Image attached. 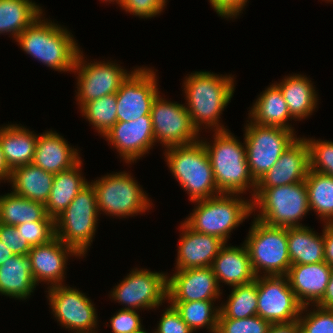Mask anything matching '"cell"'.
Here are the masks:
<instances>
[{
    "mask_svg": "<svg viewBox=\"0 0 333 333\" xmlns=\"http://www.w3.org/2000/svg\"><path fill=\"white\" fill-rule=\"evenodd\" d=\"M81 113L95 130L103 137L117 123V96L100 97L85 103Z\"/></svg>",
    "mask_w": 333,
    "mask_h": 333,
    "instance_id": "cell-37",
    "label": "cell"
},
{
    "mask_svg": "<svg viewBox=\"0 0 333 333\" xmlns=\"http://www.w3.org/2000/svg\"><path fill=\"white\" fill-rule=\"evenodd\" d=\"M215 301L169 302L179 312L190 329L206 328L210 333H217L220 308Z\"/></svg>",
    "mask_w": 333,
    "mask_h": 333,
    "instance_id": "cell-36",
    "label": "cell"
},
{
    "mask_svg": "<svg viewBox=\"0 0 333 333\" xmlns=\"http://www.w3.org/2000/svg\"><path fill=\"white\" fill-rule=\"evenodd\" d=\"M43 15L34 20L15 41L25 53L51 69L73 72L81 51L76 39L65 27L45 20Z\"/></svg>",
    "mask_w": 333,
    "mask_h": 333,
    "instance_id": "cell-2",
    "label": "cell"
},
{
    "mask_svg": "<svg viewBox=\"0 0 333 333\" xmlns=\"http://www.w3.org/2000/svg\"><path fill=\"white\" fill-rule=\"evenodd\" d=\"M19 124L0 127V143L5 161L11 171L32 164L38 135Z\"/></svg>",
    "mask_w": 333,
    "mask_h": 333,
    "instance_id": "cell-25",
    "label": "cell"
},
{
    "mask_svg": "<svg viewBox=\"0 0 333 333\" xmlns=\"http://www.w3.org/2000/svg\"><path fill=\"white\" fill-rule=\"evenodd\" d=\"M14 256L11 250H9L1 241H0V265L5 263L8 258Z\"/></svg>",
    "mask_w": 333,
    "mask_h": 333,
    "instance_id": "cell-51",
    "label": "cell"
},
{
    "mask_svg": "<svg viewBox=\"0 0 333 333\" xmlns=\"http://www.w3.org/2000/svg\"><path fill=\"white\" fill-rule=\"evenodd\" d=\"M154 333H194L171 304L161 315Z\"/></svg>",
    "mask_w": 333,
    "mask_h": 333,
    "instance_id": "cell-45",
    "label": "cell"
},
{
    "mask_svg": "<svg viewBox=\"0 0 333 333\" xmlns=\"http://www.w3.org/2000/svg\"><path fill=\"white\" fill-rule=\"evenodd\" d=\"M184 79L183 90L187 102L185 107L198 133L202 126L210 131L213 129V132L227 130L219 119L233 97L234 77L209 71H195Z\"/></svg>",
    "mask_w": 333,
    "mask_h": 333,
    "instance_id": "cell-1",
    "label": "cell"
},
{
    "mask_svg": "<svg viewBox=\"0 0 333 333\" xmlns=\"http://www.w3.org/2000/svg\"><path fill=\"white\" fill-rule=\"evenodd\" d=\"M239 195L221 193L194 201L196 206L184 222L194 231L218 237L227 244L233 229L253 213L251 197L245 200Z\"/></svg>",
    "mask_w": 333,
    "mask_h": 333,
    "instance_id": "cell-5",
    "label": "cell"
},
{
    "mask_svg": "<svg viewBox=\"0 0 333 333\" xmlns=\"http://www.w3.org/2000/svg\"><path fill=\"white\" fill-rule=\"evenodd\" d=\"M257 283L234 286L226 303H221L218 318L243 319L257 315Z\"/></svg>",
    "mask_w": 333,
    "mask_h": 333,
    "instance_id": "cell-35",
    "label": "cell"
},
{
    "mask_svg": "<svg viewBox=\"0 0 333 333\" xmlns=\"http://www.w3.org/2000/svg\"><path fill=\"white\" fill-rule=\"evenodd\" d=\"M82 160L72 168L54 174L50 197L45 204L46 214L55 219L89 183L82 174Z\"/></svg>",
    "mask_w": 333,
    "mask_h": 333,
    "instance_id": "cell-30",
    "label": "cell"
},
{
    "mask_svg": "<svg viewBox=\"0 0 333 333\" xmlns=\"http://www.w3.org/2000/svg\"><path fill=\"white\" fill-rule=\"evenodd\" d=\"M48 300L57 322L74 333H97V312L92 300L77 288L48 287Z\"/></svg>",
    "mask_w": 333,
    "mask_h": 333,
    "instance_id": "cell-13",
    "label": "cell"
},
{
    "mask_svg": "<svg viewBox=\"0 0 333 333\" xmlns=\"http://www.w3.org/2000/svg\"><path fill=\"white\" fill-rule=\"evenodd\" d=\"M309 209L316 212L323 224L333 223V177L309 170L305 179Z\"/></svg>",
    "mask_w": 333,
    "mask_h": 333,
    "instance_id": "cell-34",
    "label": "cell"
},
{
    "mask_svg": "<svg viewBox=\"0 0 333 333\" xmlns=\"http://www.w3.org/2000/svg\"><path fill=\"white\" fill-rule=\"evenodd\" d=\"M103 137L117 149L124 162L134 163L155 145L151 115L117 122Z\"/></svg>",
    "mask_w": 333,
    "mask_h": 333,
    "instance_id": "cell-18",
    "label": "cell"
},
{
    "mask_svg": "<svg viewBox=\"0 0 333 333\" xmlns=\"http://www.w3.org/2000/svg\"><path fill=\"white\" fill-rule=\"evenodd\" d=\"M16 228L31 247L48 243L55 237L54 219L48 215L41 221L25 222Z\"/></svg>",
    "mask_w": 333,
    "mask_h": 333,
    "instance_id": "cell-40",
    "label": "cell"
},
{
    "mask_svg": "<svg viewBox=\"0 0 333 333\" xmlns=\"http://www.w3.org/2000/svg\"><path fill=\"white\" fill-rule=\"evenodd\" d=\"M331 267L324 261L316 264L291 265L286 276L290 288L303 305H315L324 295Z\"/></svg>",
    "mask_w": 333,
    "mask_h": 333,
    "instance_id": "cell-22",
    "label": "cell"
},
{
    "mask_svg": "<svg viewBox=\"0 0 333 333\" xmlns=\"http://www.w3.org/2000/svg\"><path fill=\"white\" fill-rule=\"evenodd\" d=\"M167 302L216 301L222 292L211 267L175 271L167 277Z\"/></svg>",
    "mask_w": 333,
    "mask_h": 333,
    "instance_id": "cell-17",
    "label": "cell"
},
{
    "mask_svg": "<svg viewBox=\"0 0 333 333\" xmlns=\"http://www.w3.org/2000/svg\"><path fill=\"white\" fill-rule=\"evenodd\" d=\"M229 129L215 131L212 143L200 139L208 154L215 183L220 193L253 195L257 182L253 179L246 158L245 141L241 143Z\"/></svg>",
    "mask_w": 333,
    "mask_h": 333,
    "instance_id": "cell-3",
    "label": "cell"
},
{
    "mask_svg": "<svg viewBox=\"0 0 333 333\" xmlns=\"http://www.w3.org/2000/svg\"><path fill=\"white\" fill-rule=\"evenodd\" d=\"M172 175L189 195L191 202L221 194L215 183L211 163L202 141L164 150Z\"/></svg>",
    "mask_w": 333,
    "mask_h": 333,
    "instance_id": "cell-4",
    "label": "cell"
},
{
    "mask_svg": "<svg viewBox=\"0 0 333 333\" xmlns=\"http://www.w3.org/2000/svg\"><path fill=\"white\" fill-rule=\"evenodd\" d=\"M209 2L217 15L235 19L242 13L248 0H209Z\"/></svg>",
    "mask_w": 333,
    "mask_h": 333,
    "instance_id": "cell-46",
    "label": "cell"
},
{
    "mask_svg": "<svg viewBox=\"0 0 333 333\" xmlns=\"http://www.w3.org/2000/svg\"><path fill=\"white\" fill-rule=\"evenodd\" d=\"M94 187L97 209L107 216L126 218L146 212L152 208V201L144 193L131 173L115 172L90 182ZM152 203V204H151Z\"/></svg>",
    "mask_w": 333,
    "mask_h": 333,
    "instance_id": "cell-9",
    "label": "cell"
},
{
    "mask_svg": "<svg viewBox=\"0 0 333 333\" xmlns=\"http://www.w3.org/2000/svg\"><path fill=\"white\" fill-rule=\"evenodd\" d=\"M252 200V212L257 210L258 221L273 227L304 226L300 220L310 211L305 181L256 188Z\"/></svg>",
    "mask_w": 333,
    "mask_h": 333,
    "instance_id": "cell-6",
    "label": "cell"
},
{
    "mask_svg": "<svg viewBox=\"0 0 333 333\" xmlns=\"http://www.w3.org/2000/svg\"><path fill=\"white\" fill-rule=\"evenodd\" d=\"M211 268L219 287L220 283L230 287L243 285L256 278L244 243L239 247L228 246L225 243L214 258Z\"/></svg>",
    "mask_w": 333,
    "mask_h": 333,
    "instance_id": "cell-24",
    "label": "cell"
},
{
    "mask_svg": "<svg viewBox=\"0 0 333 333\" xmlns=\"http://www.w3.org/2000/svg\"><path fill=\"white\" fill-rule=\"evenodd\" d=\"M69 255L81 257L56 236L48 243L32 247L28 257L31 260L32 276L36 284L44 281L47 285L50 284L49 287L63 285Z\"/></svg>",
    "mask_w": 333,
    "mask_h": 333,
    "instance_id": "cell-19",
    "label": "cell"
},
{
    "mask_svg": "<svg viewBox=\"0 0 333 333\" xmlns=\"http://www.w3.org/2000/svg\"><path fill=\"white\" fill-rule=\"evenodd\" d=\"M245 125L246 158L250 173L257 182L298 138L294 130L260 125L251 120Z\"/></svg>",
    "mask_w": 333,
    "mask_h": 333,
    "instance_id": "cell-10",
    "label": "cell"
},
{
    "mask_svg": "<svg viewBox=\"0 0 333 333\" xmlns=\"http://www.w3.org/2000/svg\"><path fill=\"white\" fill-rule=\"evenodd\" d=\"M45 205L15 194L0 195V223L20 225L41 221L46 216Z\"/></svg>",
    "mask_w": 333,
    "mask_h": 333,
    "instance_id": "cell-33",
    "label": "cell"
},
{
    "mask_svg": "<svg viewBox=\"0 0 333 333\" xmlns=\"http://www.w3.org/2000/svg\"><path fill=\"white\" fill-rule=\"evenodd\" d=\"M152 68L138 67L122 83L117 96V122L135 121L151 115L152 104L160 93Z\"/></svg>",
    "mask_w": 333,
    "mask_h": 333,
    "instance_id": "cell-16",
    "label": "cell"
},
{
    "mask_svg": "<svg viewBox=\"0 0 333 333\" xmlns=\"http://www.w3.org/2000/svg\"><path fill=\"white\" fill-rule=\"evenodd\" d=\"M105 2V3H107V2H109V3H111V2H116L117 4H119V6L121 5V3H122V0H102V2Z\"/></svg>",
    "mask_w": 333,
    "mask_h": 333,
    "instance_id": "cell-52",
    "label": "cell"
},
{
    "mask_svg": "<svg viewBox=\"0 0 333 333\" xmlns=\"http://www.w3.org/2000/svg\"><path fill=\"white\" fill-rule=\"evenodd\" d=\"M308 306L316 307H313V311L312 309L309 311ZM298 323L300 333H333V309L311 304L303 306Z\"/></svg>",
    "mask_w": 333,
    "mask_h": 333,
    "instance_id": "cell-38",
    "label": "cell"
},
{
    "mask_svg": "<svg viewBox=\"0 0 333 333\" xmlns=\"http://www.w3.org/2000/svg\"><path fill=\"white\" fill-rule=\"evenodd\" d=\"M151 119L155 143L165 148L197 142L200 133L193 127L185 104L171 102L160 93L152 104Z\"/></svg>",
    "mask_w": 333,
    "mask_h": 333,
    "instance_id": "cell-14",
    "label": "cell"
},
{
    "mask_svg": "<svg viewBox=\"0 0 333 333\" xmlns=\"http://www.w3.org/2000/svg\"><path fill=\"white\" fill-rule=\"evenodd\" d=\"M315 305L321 308L333 309V267H331L330 279L326 287L325 293Z\"/></svg>",
    "mask_w": 333,
    "mask_h": 333,
    "instance_id": "cell-49",
    "label": "cell"
},
{
    "mask_svg": "<svg viewBox=\"0 0 333 333\" xmlns=\"http://www.w3.org/2000/svg\"><path fill=\"white\" fill-rule=\"evenodd\" d=\"M78 151L57 132L46 131L38 134L32 164L46 172L58 174L72 168L81 160Z\"/></svg>",
    "mask_w": 333,
    "mask_h": 333,
    "instance_id": "cell-23",
    "label": "cell"
},
{
    "mask_svg": "<svg viewBox=\"0 0 333 333\" xmlns=\"http://www.w3.org/2000/svg\"><path fill=\"white\" fill-rule=\"evenodd\" d=\"M136 310L121 309L110 319L112 333H134L142 328L140 315Z\"/></svg>",
    "mask_w": 333,
    "mask_h": 333,
    "instance_id": "cell-44",
    "label": "cell"
},
{
    "mask_svg": "<svg viewBox=\"0 0 333 333\" xmlns=\"http://www.w3.org/2000/svg\"><path fill=\"white\" fill-rule=\"evenodd\" d=\"M36 286L28 255H14L0 265V295L24 300Z\"/></svg>",
    "mask_w": 333,
    "mask_h": 333,
    "instance_id": "cell-26",
    "label": "cell"
},
{
    "mask_svg": "<svg viewBox=\"0 0 333 333\" xmlns=\"http://www.w3.org/2000/svg\"><path fill=\"white\" fill-rule=\"evenodd\" d=\"M248 114V119L251 118L250 120L256 124L295 130L288 123V120L292 121L294 118L280 88L275 83L259 94Z\"/></svg>",
    "mask_w": 333,
    "mask_h": 333,
    "instance_id": "cell-27",
    "label": "cell"
},
{
    "mask_svg": "<svg viewBox=\"0 0 333 333\" xmlns=\"http://www.w3.org/2000/svg\"><path fill=\"white\" fill-rule=\"evenodd\" d=\"M304 139L309 148L310 170L333 177V142Z\"/></svg>",
    "mask_w": 333,
    "mask_h": 333,
    "instance_id": "cell-39",
    "label": "cell"
},
{
    "mask_svg": "<svg viewBox=\"0 0 333 333\" xmlns=\"http://www.w3.org/2000/svg\"><path fill=\"white\" fill-rule=\"evenodd\" d=\"M324 261L333 267V224L323 225Z\"/></svg>",
    "mask_w": 333,
    "mask_h": 333,
    "instance_id": "cell-47",
    "label": "cell"
},
{
    "mask_svg": "<svg viewBox=\"0 0 333 333\" xmlns=\"http://www.w3.org/2000/svg\"><path fill=\"white\" fill-rule=\"evenodd\" d=\"M134 333H149L148 331H145L144 328H140L139 330L135 331ZM154 333V332H152Z\"/></svg>",
    "mask_w": 333,
    "mask_h": 333,
    "instance_id": "cell-53",
    "label": "cell"
},
{
    "mask_svg": "<svg viewBox=\"0 0 333 333\" xmlns=\"http://www.w3.org/2000/svg\"><path fill=\"white\" fill-rule=\"evenodd\" d=\"M281 90L291 116L296 120L312 115L318 105V95L311 80L305 75L293 74L275 83Z\"/></svg>",
    "mask_w": 333,
    "mask_h": 333,
    "instance_id": "cell-28",
    "label": "cell"
},
{
    "mask_svg": "<svg viewBox=\"0 0 333 333\" xmlns=\"http://www.w3.org/2000/svg\"><path fill=\"white\" fill-rule=\"evenodd\" d=\"M0 241L12 251L14 255H28L32 248L19 233L16 226L0 223Z\"/></svg>",
    "mask_w": 333,
    "mask_h": 333,
    "instance_id": "cell-43",
    "label": "cell"
},
{
    "mask_svg": "<svg viewBox=\"0 0 333 333\" xmlns=\"http://www.w3.org/2000/svg\"><path fill=\"white\" fill-rule=\"evenodd\" d=\"M42 13L32 0H0V35L8 32L16 40Z\"/></svg>",
    "mask_w": 333,
    "mask_h": 333,
    "instance_id": "cell-32",
    "label": "cell"
},
{
    "mask_svg": "<svg viewBox=\"0 0 333 333\" xmlns=\"http://www.w3.org/2000/svg\"><path fill=\"white\" fill-rule=\"evenodd\" d=\"M257 283V315L270 323L298 320L303 305L290 288L286 275L255 278Z\"/></svg>",
    "mask_w": 333,
    "mask_h": 333,
    "instance_id": "cell-15",
    "label": "cell"
},
{
    "mask_svg": "<svg viewBox=\"0 0 333 333\" xmlns=\"http://www.w3.org/2000/svg\"><path fill=\"white\" fill-rule=\"evenodd\" d=\"M244 244L256 277L262 272L264 276L287 274L292 264L286 227L269 226L254 217Z\"/></svg>",
    "mask_w": 333,
    "mask_h": 333,
    "instance_id": "cell-8",
    "label": "cell"
},
{
    "mask_svg": "<svg viewBox=\"0 0 333 333\" xmlns=\"http://www.w3.org/2000/svg\"><path fill=\"white\" fill-rule=\"evenodd\" d=\"M11 170L9 169L6 161H5V158H4V155H3V152H2V147H1V143H0V180L4 182L5 181H9L10 180V177H11Z\"/></svg>",
    "mask_w": 333,
    "mask_h": 333,
    "instance_id": "cell-50",
    "label": "cell"
},
{
    "mask_svg": "<svg viewBox=\"0 0 333 333\" xmlns=\"http://www.w3.org/2000/svg\"><path fill=\"white\" fill-rule=\"evenodd\" d=\"M309 170V148L304 137H298L272 168L257 181L256 188H272L305 181Z\"/></svg>",
    "mask_w": 333,
    "mask_h": 333,
    "instance_id": "cell-20",
    "label": "cell"
},
{
    "mask_svg": "<svg viewBox=\"0 0 333 333\" xmlns=\"http://www.w3.org/2000/svg\"><path fill=\"white\" fill-rule=\"evenodd\" d=\"M83 52L77 55L73 73H77L76 102L81 108L85 103L103 96L115 94L131 72L111 61L87 62ZM114 62V63H113Z\"/></svg>",
    "mask_w": 333,
    "mask_h": 333,
    "instance_id": "cell-12",
    "label": "cell"
},
{
    "mask_svg": "<svg viewBox=\"0 0 333 333\" xmlns=\"http://www.w3.org/2000/svg\"><path fill=\"white\" fill-rule=\"evenodd\" d=\"M94 187L89 182L68 207L54 219L55 236L85 257L96 233L98 219Z\"/></svg>",
    "mask_w": 333,
    "mask_h": 333,
    "instance_id": "cell-7",
    "label": "cell"
},
{
    "mask_svg": "<svg viewBox=\"0 0 333 333\" xmlns=\"http://www.w3.org/2000/svg\"><path fill=\"white\" fill-rule=\"evenodd\" d=\"M168 0H122L120 8L139 18H152L163 12Z\"/></svg>",
    "mask_w": 333,
    "mask_h": 333,
    "instance_id": "cell-42",
    "label": "cell"
},
{
    "mask_svg": "<svg viewBox=\"0 0 333 333\" xmlns=\"http://www.w3.org/2000/svg\"><path fill=\"white\" fill-rule=\"evenodd\" d=\"M288 254L292 265L324 262V237L308 226L287 227Z\"/></svg>",
    "mask_w": 333,
    "mask_h": 333,
    "instance_id": "cell-31",
    "label": "cell"
},
{
    "mask_svg": "<svg viewBox=\"0 0 333 333\" xmlns=\"http://www.w3.org/2000/svg\"><path fill=\"white\" fill-rule=\"evenodd\" d=\"M270 325L258 315L243 319L218 318L217 333H267Z\"/></svg>",
    "mask_w": 333,
    "mask_h": 333,
    "instance_id": "cell-41",
    "label": "cell"
},
{
    "mask_svg": "<svg viewBox=\"0 0 333 333\" xmlns=\"http://www.w3.org/2000/svg\"><path fill=\"white\" fill-rule=\"evenodd\" d=\"M167 273L132 269L111 291L112 300L125 305L121 309L159 308L167 300ZM128 306V307H127Z\"/></svg>",
    "mask_w": 333,
    "mask_h": 333,
    "instance_id": "cell-11",
    "label": "cell"
},
{
    "mask_svg": "<svg viewBox=\"0 0 333 333\" xmlns=\"http://www.w3.org/2000/svg\"><path fill=\"white\" fill-rule=\"evenodd\" d=\"M267 333H300L298 320L288 323H271Z\"/></svg>",
    "mask_w": 333,
    "mask_h": 333,
    "instance_id": "cell-48",
    "label": "cell"
},
{
    "mask_svg": "<svg viewBox=\"0 0 333 333\" xmlns=\"http://www.w3.org/2000/svg\"><path fill=\"white\" fill-rule=\"evenodd\" d=\"M53 180V173L27 164L15 168L7 182H10L15 194L45 205L50 197Z\"/></svg>",
    "mask_w": 333,
    "mask_h": 333,
    "instance_id": "cell-29",
    "label": "cell"
},
{
    "mask_svg": "<svg viewBox=\"0 0 333 333\" xmlns=\"http://www.w3.org/2000/svg\"><path fill=\"white\" fill-rule=\"evenodd\" d=\"M180 230L175 270L211 267L225 243L218 237L194 231L185 222L181 223Z\"/></svg>",
    "mask_w": 333,
    "mask_h": 333,
    "instance_id": "cell-21",
    "label": "cell"
}]
</instances>
